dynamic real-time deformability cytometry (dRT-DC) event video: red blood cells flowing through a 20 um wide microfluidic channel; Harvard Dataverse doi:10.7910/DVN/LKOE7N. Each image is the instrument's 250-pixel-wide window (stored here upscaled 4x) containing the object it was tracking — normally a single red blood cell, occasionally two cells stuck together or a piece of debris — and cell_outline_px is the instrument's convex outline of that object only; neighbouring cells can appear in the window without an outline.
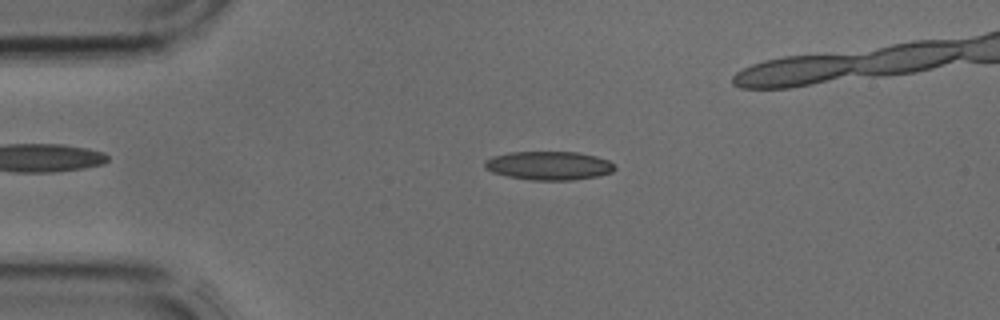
{"species": "common noctule bat (a hibernating species)", "species_latin": "Nyctalus noctula", "temperature_condition": "cold", "stored_images_in_passage": 4, "camera_frame_rate_fps": 3000, "um_per_image_px": 0.085, "animal": {"sex": "male", "body_mass_g": 17.9, "forearm_length_mm": 54.2}, "frame": {"image": 1, "passage_image": 2, "time_ms": 0.333, "image_size_px": [1000, 320], "cell_outline_px": [[616, 168], [612, 172], [600, 176], [572, 180], [532, 180], [508, 176], [492, 172], [484, 168], [484, 160], [492, 156], [508, 152], [576, 152], [596, 156], [608, 160]], "centroid_in_image_um": [46.63, 14.07], "position_along_channel_um": 38.4, "area_um2": 21.79}}